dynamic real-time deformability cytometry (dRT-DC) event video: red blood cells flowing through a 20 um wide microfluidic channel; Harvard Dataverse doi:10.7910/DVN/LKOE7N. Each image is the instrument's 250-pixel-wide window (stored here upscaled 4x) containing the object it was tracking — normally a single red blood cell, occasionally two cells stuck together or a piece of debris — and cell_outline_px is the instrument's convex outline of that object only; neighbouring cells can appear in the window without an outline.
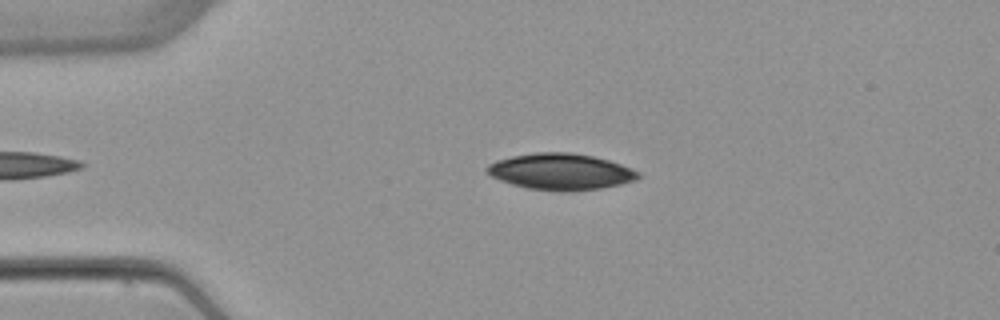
{"species": "common noctule bat (a hibernating species)", "species_latin": "Nyctalus noctula", "temperature_condition": "warm", "stored_images_in_passage": 4, "camera_frame_rate_fps": 3000, "um_per_image_px": 0.085, "animal": {"sex": "female", "body_mass_g": 22.7, "forearm_length_mm": 54.2}, "frame": {"image": 1, "passage_image": 3, "time_ms": 3.333, "image_size_px": [1000, 320], "cell_outline_px": [[640, 176], [636, 180], [620, 184], [600, 188], [572, 192], [564, 192], [528, 188], [512, 184], [500, 180], [484, 172], [484, 168], [488, 164], [496, 160], [512, 156], [536, 152], [572, 152], [592, 156], [608, 160], [632, 168], [640, 172]], "centroid_in_image_um": [47.64, 14.59], "position_along_channel_um": 37.4, "area_um2": 32.19}}